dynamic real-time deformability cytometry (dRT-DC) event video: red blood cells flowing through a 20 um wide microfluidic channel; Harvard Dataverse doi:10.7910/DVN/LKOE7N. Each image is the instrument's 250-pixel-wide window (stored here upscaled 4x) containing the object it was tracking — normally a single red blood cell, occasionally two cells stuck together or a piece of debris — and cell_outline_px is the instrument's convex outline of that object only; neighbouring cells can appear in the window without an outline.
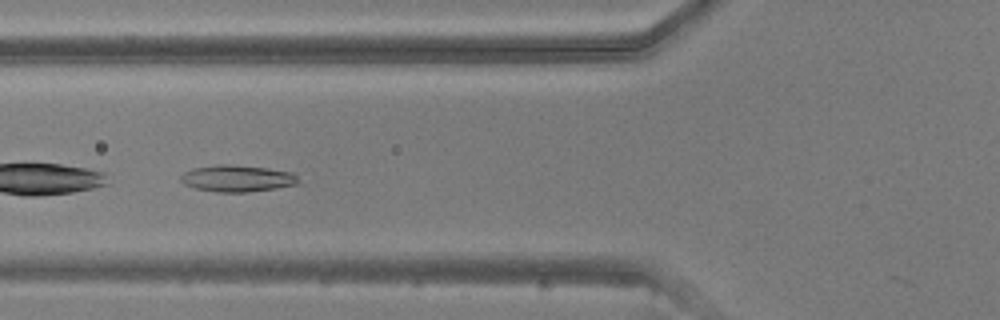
{"species": "common noctule bat (a hibernating species)", "species_latin": "Nyctalus noctula", "temperature_condition": "warm", "stored_images_in_passage": 34, "camera_frame_rate_fps": 3000, "um_per_image_px": 0.085, "animal": {"sex": "male", "body_mass_g": 20.5, "forearm_length_mm": 52.5}, "frame": {"image": 1, "passage_image": 6, "time_ms": 1.667, "image_size_px": [1000, 320], "cell_outline_px": [[304, 184], [248, 192], [216, 192], [196, 188], [184, 184], [180, 180], [180, 176], [184, 172], [192, 168], [216, 164], [232, 164], [268, 168], [296, 172]], "centroid_in_image_um": [20.26, 15.16], "position_along_channel_um": 105.5, "area_um2": 18.84}}
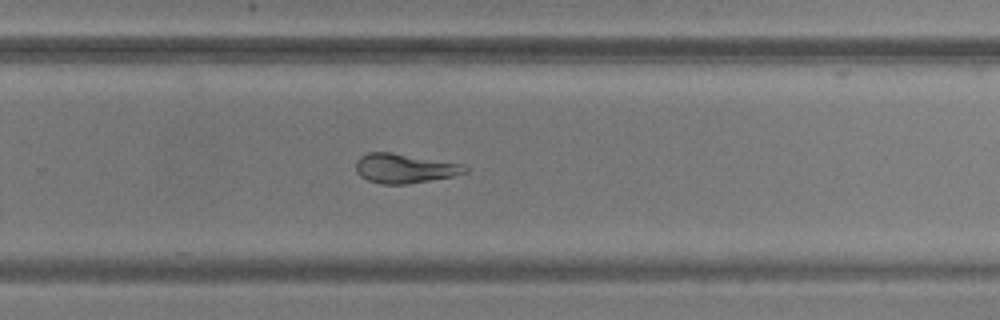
{"frame": {"image": 2, "passage_image": 17, "time_ms": 5.333, "image_size_px": [1000, 320], "cell_outline_px": [[468, 172], [452, 176], [408, 184], [380, 184], [368, 180], [360, 176], [356, 172], [356, 160], [360, 156], [368, 152], [392, 152], [464, 164], [468, 168]], "centroid_in_image_um": [34.37, 14.3], "position_along_channel_um": 295.4, "area_um2": 18.84}}
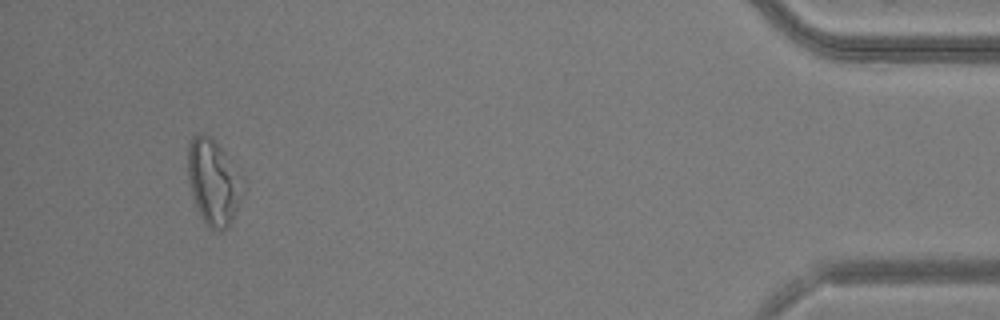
{"frame": {"image": 3, "passage_image": 31, "time_ms": 10.0, "image_size_px": [1000, 320], "cell_outline_px": [[236, 208], [232, 220], [228, 228], [220, 232], [208, 228], [200, 216], [192, 196], [188, 184], [188, 144], [192, 136], [196, 132], [204, 132], [216, 140], [224, 152], [232, 176], [236, 200]], "centroid_in_image_um": [17.93, 15.47], "position_along_channel_um": 417.3, "area_um2": 25.43}}